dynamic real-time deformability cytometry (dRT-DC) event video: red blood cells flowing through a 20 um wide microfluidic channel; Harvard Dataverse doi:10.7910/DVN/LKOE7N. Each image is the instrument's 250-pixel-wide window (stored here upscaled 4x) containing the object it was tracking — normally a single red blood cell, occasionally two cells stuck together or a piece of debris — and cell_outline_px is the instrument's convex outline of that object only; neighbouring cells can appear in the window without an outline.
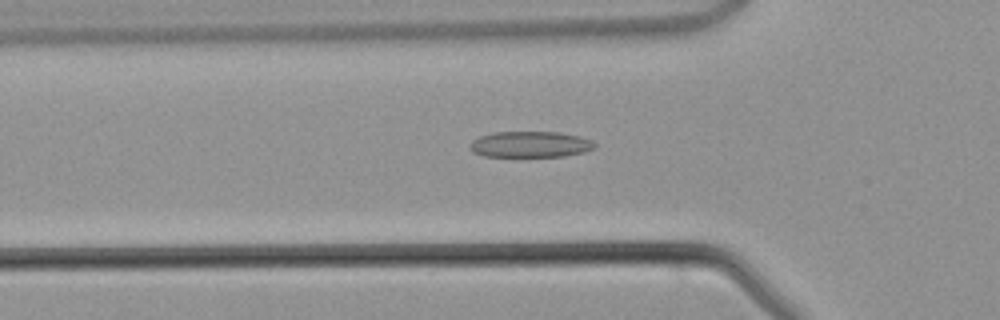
{"species": "common noctule bat (a hibernating species)", "species_latin": "Nyctalus noctula", "temperature_condition": "warm", "stored_images_in_passage": 44, "camera_frame_rate_fps": 3000, "um_per_image_px": 0.085, "animal": {"sex": "male", "body_mass_g": 21.5, "forearm_length_mm": 52.0}, "frame": {"image": 1, "passage_image": 14, "time_ms": 4.333, "image_size_px": [1000, 320], "cell_outline_px": [[596, 148], [584, 152], [564, 156], [484, 156], [472, 152], [472, 140], [480, 136], [496, 132], [560, 132], [580, 136], [592, 140], [596, 144]], "centroid_in_image_um": [45.13, 12.27], "position_along_channel_um": 80.7, "area_um2": 18.84}}
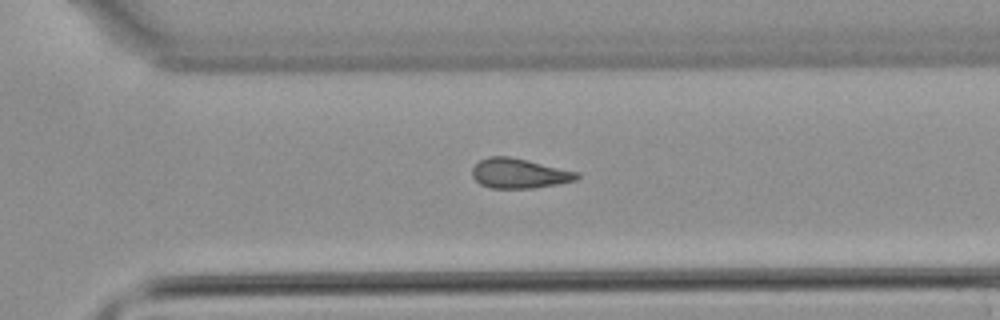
{"frame": {"image": 2, "passage_image": 30, "time_ms": 9.667, "image_size_px": [1000, 320], "cell_outline_px": [[580, 176], [576, 180], [556, 184], [532, 188], [488, 188], [480, 184], [472, 176], [472, 168], [480, 160], [488, 156], [512, 156], [580, 172]], "centroid_in_image_um": [44.13, 14.72], "position_along_channel_um": 326.5, "area_um2": 18.38}}
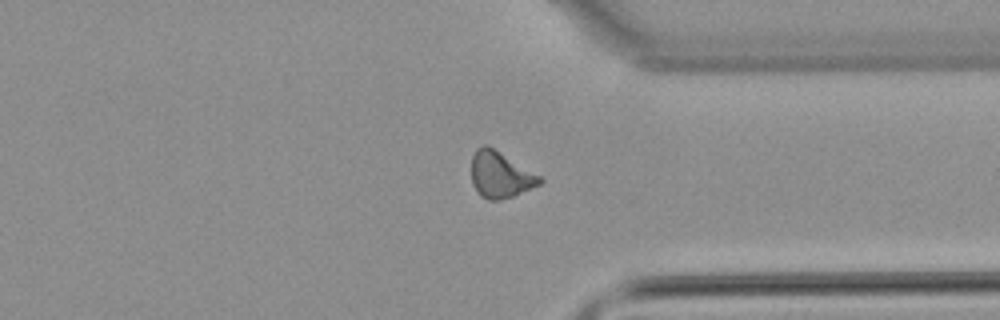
{"frame": {"image": 3, "passage_image": 33, "time_ms": 10.667, "image_size_px": [1000, 320], "cell_outline_px": [[544, 180], [540, 184], [512, 196], [500, 200], [488, 200], [480, 196], [472, 184], [472, 156], [476, 148], [484, 144], [488, 144], [540, 176]], "centroid_in_image_um": [42.49, 14.84], "position_along_channel_um": 368.9, "area_um2": 18.38}}